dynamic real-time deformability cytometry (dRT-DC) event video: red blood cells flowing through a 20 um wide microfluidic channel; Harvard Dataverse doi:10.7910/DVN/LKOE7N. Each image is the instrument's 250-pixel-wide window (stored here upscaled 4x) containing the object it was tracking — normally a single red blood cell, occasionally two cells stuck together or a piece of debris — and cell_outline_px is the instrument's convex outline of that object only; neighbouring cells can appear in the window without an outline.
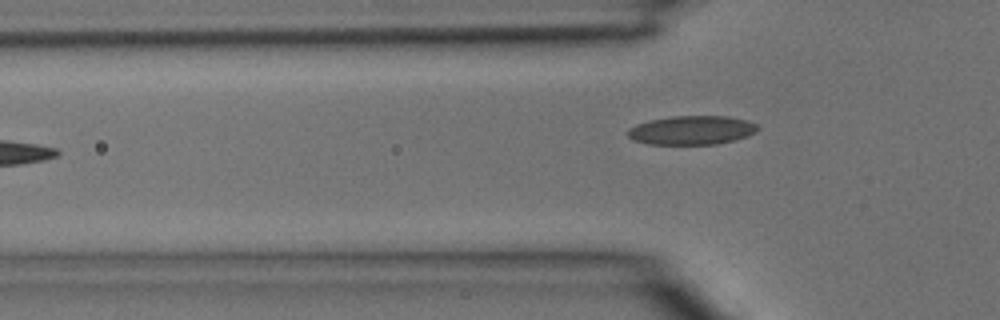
{"species": "common noctule bat (a hibernating species)", "species_latin": "Nyctalus noctula", "temperature_condition": "room temperature", "stored_images_in_passage": 6, "camera_frame_rate_fps": 3000, "um_per_image_px": 0.085, "animal": {"sex": "male", "body_mass_g": 15.6}, "frame": {"image": 1, "passage_image": 5, "time_ms": 1.333, "image_size_px": [1000, 320], "cell_outline_px": [[760, 128], [756, 132], [748, 136], [716, 144], [648, 144], [632, 140], [628, 136], [628, 128], [636, 124], [652, 120], [672, 116], [728, 116], [748, 120], [756, 124]], "centroid_in_image_um": [58.81, 11.06], "position_along_channel_um": 67.0, "area_um2": 21.91}}